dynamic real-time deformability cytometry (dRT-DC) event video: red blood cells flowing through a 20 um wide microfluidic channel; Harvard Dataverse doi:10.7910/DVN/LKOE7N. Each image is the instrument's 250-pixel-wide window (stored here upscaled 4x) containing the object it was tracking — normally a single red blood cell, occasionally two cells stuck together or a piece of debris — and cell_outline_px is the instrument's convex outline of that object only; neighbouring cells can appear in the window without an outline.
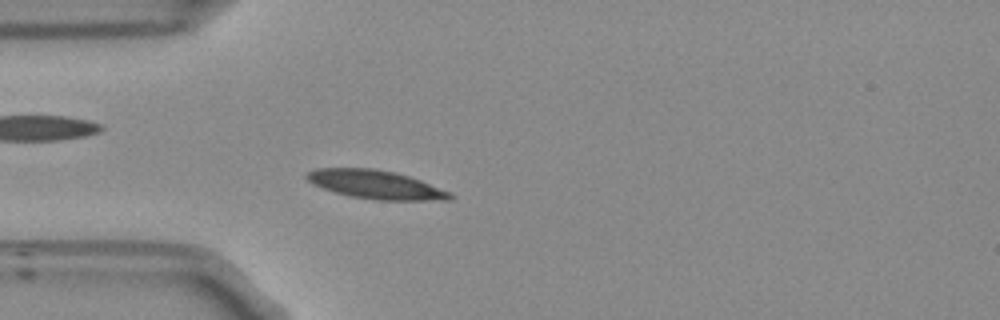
{"species": "Egyptian fruit bat (a non-hibernating species)", "species_latin": "Rousettus aegyptiacus", "temperature_condition": "room temperature", "stored_images_in_passage": 52, "camera_frame_rate_fps": 3000, "um_per_image_px": 0.085, "frame": {"image": 1, "passage_image": 13, "time_ms": 4.0, "image_size_px": [1000, 320], "cell_outline_px": [[456, 196], [452, 200], [376, 200], [348, 196], [312, 184], [304, 176], [308, 172], [316, 168], [372, 168], [396, 172], [420, 180], [452, 192]], "centroid_in_image_um": [31.97, 15.69], "position_along_channel_um": 53.0, "area_um2": 23.99}}
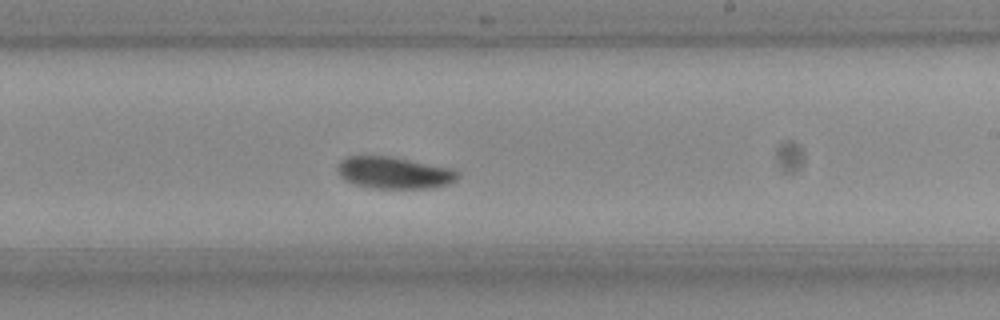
{"frame": {"image": 2, "passage_image": 30, "time_ms": 9.667, "image_size_px": [1000, 320], "cell_outline_px": [[460, 176], [456, 180], [448, 184], [432, 188], [372, 188], [352, 184], [344, 180], [336, 172], [336, 168], [340, 160], [348, 156], [392, 156], [452, 168], [460, 172]], "centroid_in_image_um": [33.48, 14.68], "position_along_channel_um": 255.5, "area_um2": 22.72}}
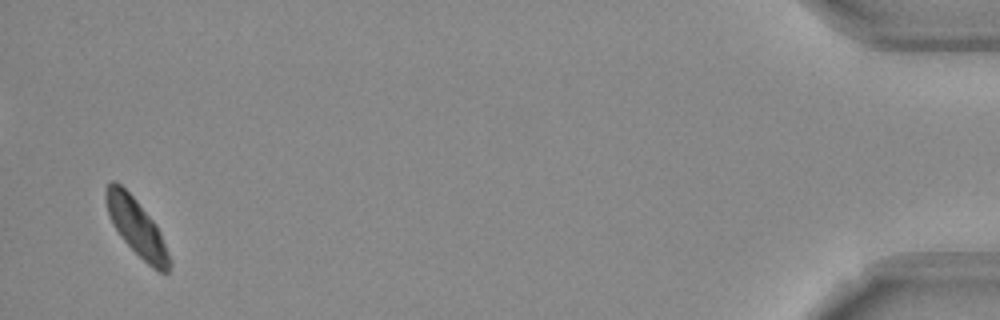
{"frame": {"image": 3, "passage_image": 51, "time_ms": 16.667, "image_size_px": [1000, 320], "cell_outline_px": [[172, 264], [168, 272], [160, 272], [152, 268], [120, 236], [112, 224], [108, 212], [104, 196], [104, 192], [108, 184], [112, 180], [116, 180], [136, 200], [156, 224], [160, 232], [172, 260]], "centroid_in_image_um": [11.62, 19.32], "position_along_channel_um": 423.6, "area_um2": 20.92}, "authors_computed_cell_mechanics": {"area_um2": 22.3975, "velocity_mm_per_s": 3.6734, "shape_relaxation_time_tau1_ms": 3.6562, "shape_relaxation_time_tau2_ms": null, "deformation_change_tau1": 0.1056, "deformation_change_tau2": null}}